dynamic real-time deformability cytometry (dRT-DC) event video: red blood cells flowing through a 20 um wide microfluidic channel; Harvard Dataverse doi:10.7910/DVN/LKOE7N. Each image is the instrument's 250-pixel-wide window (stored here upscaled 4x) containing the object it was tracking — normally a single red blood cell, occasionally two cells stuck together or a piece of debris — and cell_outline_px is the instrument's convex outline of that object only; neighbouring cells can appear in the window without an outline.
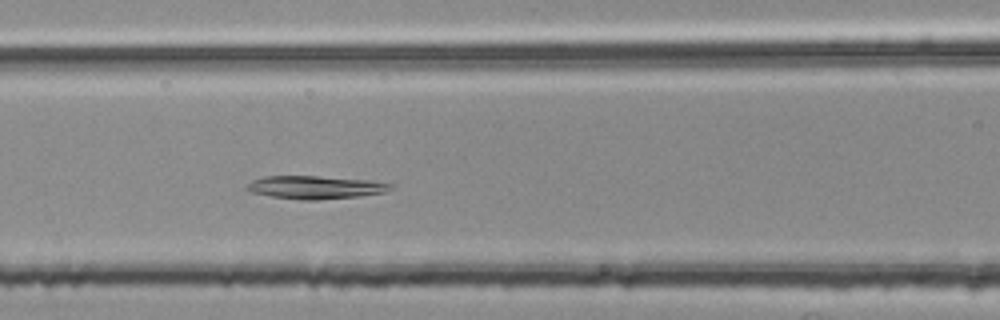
{"species": "common noctule bat (a hibernating species)", "species_latin": "Nyctalus noctula", "temperature_condition": "room temperature", "stored_images_in_passage": 36, "camera_frame_rate_fps": 3000, "um_per_image_px": 0.085, "animal": {"sex": "female", "body_mass_g": 25.1}, "frame": {"image": 1, "passage_image": 7, "time_ms": 2.0, "image_size_px": [1000, 320], "cell_outline_px": [[392, 188], [388, 192], [360, 196], [320, 200], [304, 200], [272, 196], [252, 192], [244, 188], [252, 180], [264, 176], [316, 176], [372, 180], [392, 184]], "centroid_in_image_um": [26.84, 15.92], "position_along_channel_um": 139.8, "area_um2": 19.36}}
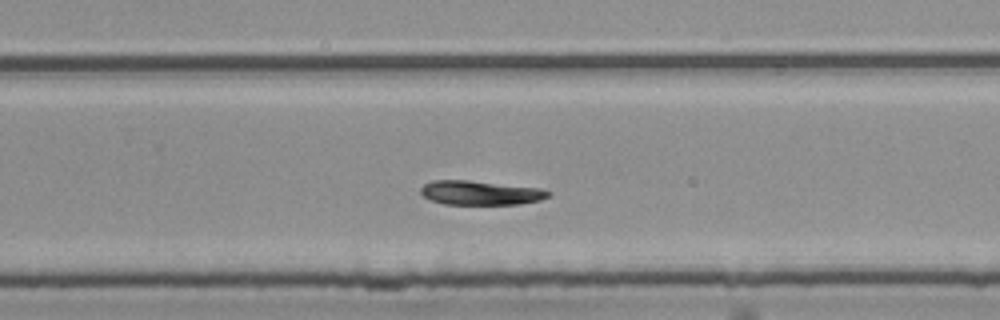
{"frame": {"image": 2, "passage_image": 19, "time_ms": 6.0, "image_size_px": [1000, 320], "cell_outline_px": [[552, 196], [540, 200], [520, 204], [444, 204], [432, 200], [424, 196], [420, 192], [420, 188], [424, 184], [432, 180], [468, 180], [540, 188], [552, 192]], "centroid_in_image_um": [40.86, 16.38], "position_along_channel_um": 288.9, "area_um2": 18.03}}
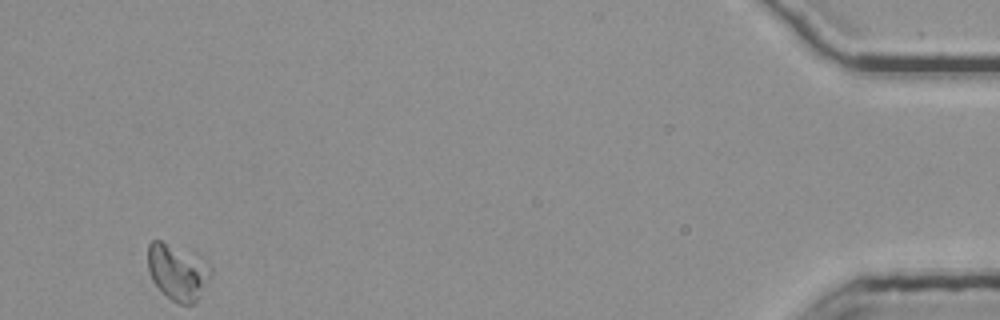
{"frame": {"image": 3, "passage_image": 36, "time_ms": 11.667, "image_size_px": [1000, 320], "cell_outline_px": [[212, 272], [200, 296], [192, 304], [180, 304], [172, 300], [152, 280], [148, 268], [148, 244], [152, 240], [160, 240], [208, 264], [212, 268]], "centroid_in_image_um": [15.07, 23.15], "position_along_channel_um": 420.1, "area_um2": 19.65}}